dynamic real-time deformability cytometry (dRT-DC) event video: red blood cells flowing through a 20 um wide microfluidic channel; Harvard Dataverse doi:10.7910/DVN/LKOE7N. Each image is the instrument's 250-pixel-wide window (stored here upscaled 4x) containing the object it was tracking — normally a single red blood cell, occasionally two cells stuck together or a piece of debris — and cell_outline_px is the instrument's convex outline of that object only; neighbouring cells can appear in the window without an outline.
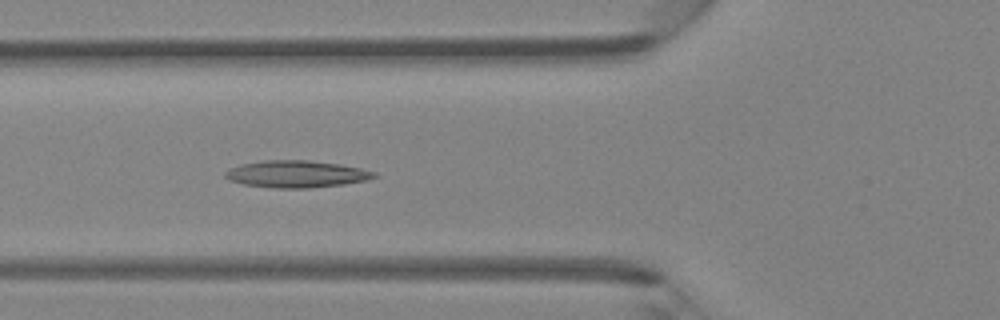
{"species": "Egyptian fruit bat (a non-hibernating species)", "species_latin": "Rousettus aegyptiacus", "temperature_condition": "room temperature", "stored_images_in_passage": 45, "camera_frame_rate_fps": 3000, "um_per_image_px": 0.085, "animal": {"sex": "female"}, "frame": {"image": 1, "passage_image": 17, "time_ms": 5.333, "image_size_px": [1000, 320], "cell_outline_px": [[380, 176], [368, 180], [344, 184], [308, 188], [272, 188], [244, 184], [228, 180], [224, 176], [224, 172], [240, 164], [264, 160], [308, 160], [340, 164], [360, 168], [376, 172]], "centroid_in_image_um": [25.22, 14.79], "position_along_channel_um": 100.6, "area_um2": 23.58}}
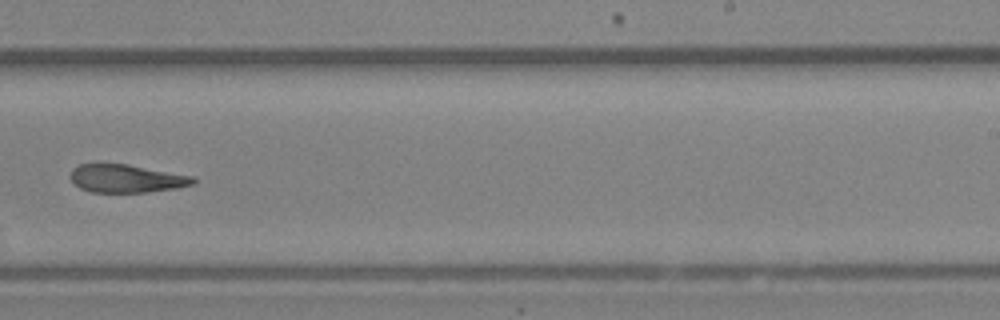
{"frame": {"image": 2, "passage_image": 29, "time_ms": 9.333, "image_size_px": [1000, 320], "cell_outline_px": [[196, 184], [176, 188], [148, 192], [92, 192], [80, 188], [68, 176], [72, 168], [80, 164], [128, 164], [196, 176]], "centroid_in_image_um": [10.79, 15.17], "position_along_channel_um": 278.2, "area_um2": 20.29}}
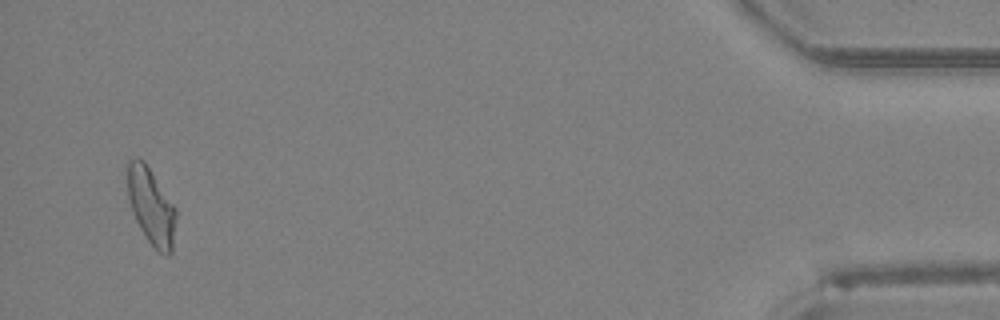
{"frame": {"image": 3, "passage_image": 44, "time_ms": 14.333, "image_size_px": [1000, 320], "cell_outline_px": [[176, 216], [172, 252], [168, 256], [164, 256], [148, 240], [140, 228], [136, 220], [128, 196], [128, 160], [136, 156], [144, 160], [176, 208]], "centroid_in_image_um": [12.86, 17.52], "position_along_channel_um": 422.3, "area_um2": 21.39}}